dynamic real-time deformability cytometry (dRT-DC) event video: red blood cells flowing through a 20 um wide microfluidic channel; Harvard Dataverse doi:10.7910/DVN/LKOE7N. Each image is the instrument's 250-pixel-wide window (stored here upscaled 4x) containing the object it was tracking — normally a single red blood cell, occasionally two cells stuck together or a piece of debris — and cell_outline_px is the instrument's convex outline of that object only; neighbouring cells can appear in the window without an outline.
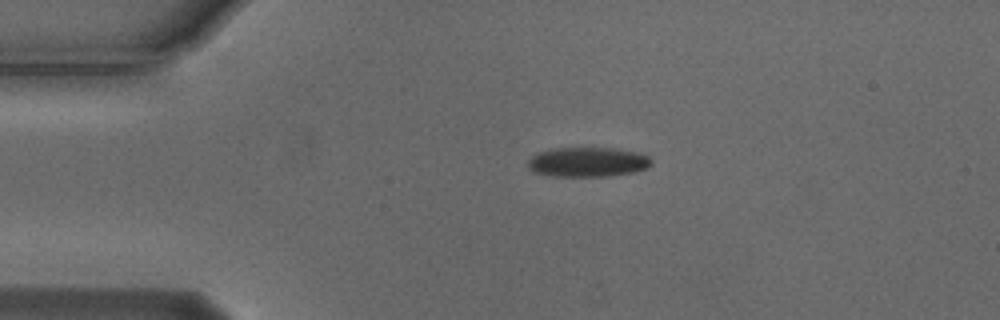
{"species": "Egyptian fruit bat (a non-hibernating species)", "species_latin": "Rousettus aegyptiacus", "temperature_condition": "cold", "stored_images_in_passage": 44, "camera_frame_rate_fps": 3000, "um_per_image_px": 0.085, "animal": {"sex": "male"}, "frame": {"image": 1, "passage_image": 1, "time_ms": 0.0, "image_size_px": [1000, 320], "cell_outline_px": [[652, 164], [648, 168], [632, 172], [608, 176], [548, 176], [532, 172], [528, 168], [528, 160], [532, 156], [540, 152], [556, 148], [612, 148], [636, 152], [648, 156], [652, 160]], "centroid_in_image_um": [49.94, 13.78], "position_along_channel_um": 35.1, "area_um2": 21.33}}
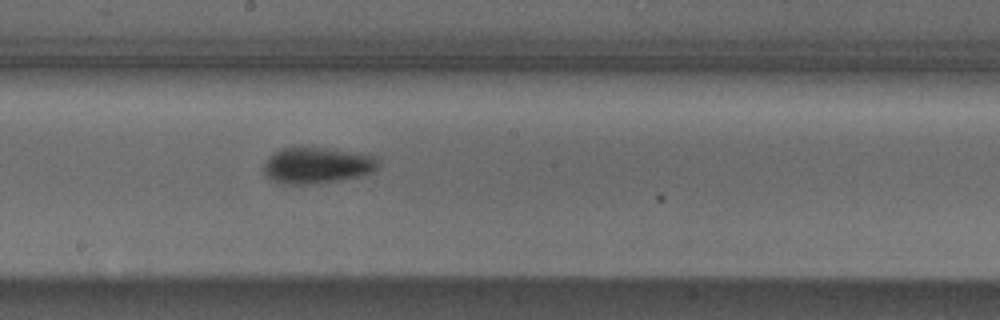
{"frame": {"image": 2, "passage_image": 19, "time_ms": 6.0, "image_size_px": [1000, 320], "cell_outline_px": [[380, 164], [372, 172], [360, 176], [316, 184], [284, 184], [272, 180], [264, 172], [264, 164], [272, 152], [280, 148], [292, 144], [300, 144], [372, 156]], "centroid_in_image_um": [26.85, 14.02], "position_along_channel_um": 221.4, "area_um2": 24.45}}
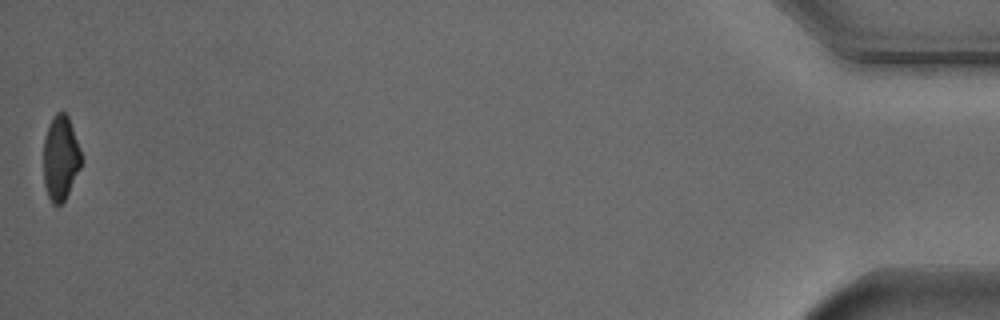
{"frame": {"image": 3, "passage_image": 44, "time_ms": 14.333, "image_size_px": [1000, 320], "cell_outline_px": [[80, 168], [64, 200], [60, 204], [52, 204], [48, 196], [44, 184], [44, 140], [52, 116], [56, 112], [64, 112], [68, 116], [80, 148]], "centroid_in_image_um": [5.13, 13.41], "position_along_channel_um": 430.1, "area_um2": 18.26}, "authors_computed_cell_mechanics": {"area_um2": 21.9351, "velocity_mm_per_s": 3.7256, "shape_relaxation_time_tau1_ms": 4.0505, "shape_relaxation_time_tau2_ms": null, "deformation_change_tau1": 0.1217, "deformation_change_tau2": null}}